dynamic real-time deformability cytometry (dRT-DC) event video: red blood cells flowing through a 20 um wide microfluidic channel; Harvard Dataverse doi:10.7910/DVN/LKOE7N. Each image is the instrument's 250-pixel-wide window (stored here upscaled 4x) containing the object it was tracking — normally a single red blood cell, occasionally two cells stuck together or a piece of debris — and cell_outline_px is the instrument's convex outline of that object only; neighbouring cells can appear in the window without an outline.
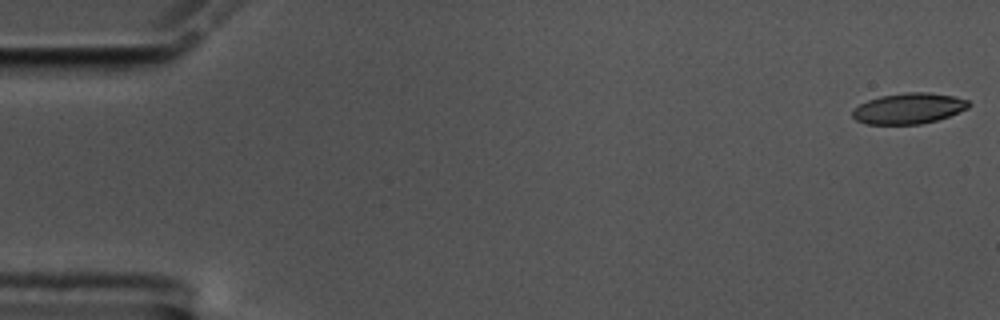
{"species": "common noctule bat (a hibernating species)", "species_latin": "Nyctalus noctula", "temperature_condition": "cold", "stored_images_in_passage": 57, "camera_frame_rate_fps": 3000, "um_per_image_px": 0.085, "animal": {"sex": "male", "body_mass_g": 17.5, "forearm_length_mm": 52.3}, "frame": {"image": 1, "passage_image": 1, "time_ms": 0.0, "image_size_px": [1000, 320], "cell_outline_px": [[972, 104], [968, 108], [948, 116], [936, 120], [920, 124], [864, 124], [856, 120], [852, 116], [852, 108], [868, 100], [880, 96], [904, 92], [928, 92], [956, 96], [968, 100]], "centroid_in_image_um": [77.23, 9.21], "position_along_channel_um": 7.8, "area_um2": 20.98}}
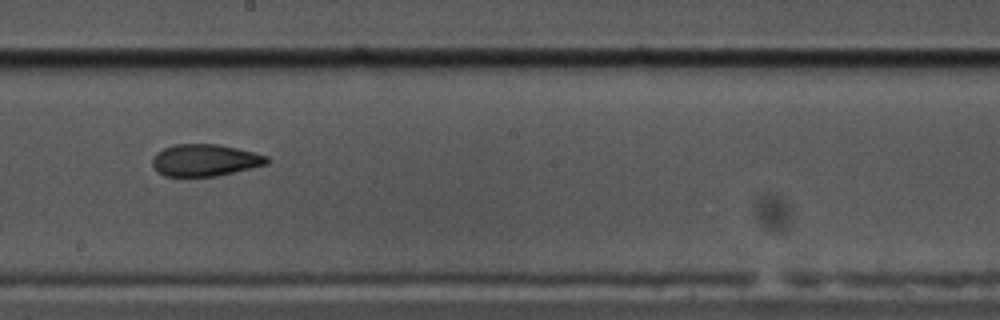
{"frame": {"image": 2, "passage_image": 32, "time_ms": 10.333, "image_size_px": [1000, 320], "cell_outline_px": [[268, 164], [216, 176], [164, 176], [156, 172], [152, 164], [152, 156], [156, 152], [164, 148], [176, 144], [216, 144], [236, 148], [268, 156]], "centroid_in_image_um": [17.37, 13.62], "position_along_channel_um": 230.8, "area_um2": 21.27}}
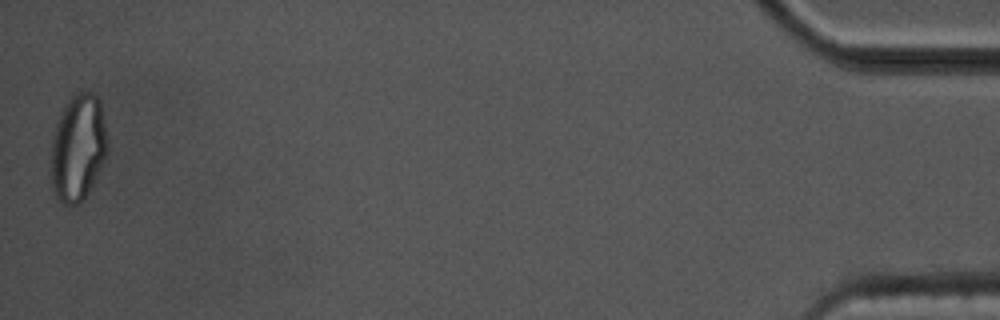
{"frame": {"image": 3, "passage_image": 57, "time_ms": 18.667, "image_size_px": [1000, 320], "cell_outline_px": [[108, 152], [88, 192], [76, 204], [64, 204], [56, 196], [52, 188], [52, 136], [56, 124], [68, 100], [76, 92], [92, 92], [100, 100], [108, 144]], "centroid_in_image_um": [6.64, 12.52], "position_along_channel_um": 428.6, "area_um2": 34.56}, "authors_computed_cell_mechanics": {"area_um2": 22.0218, "velocity_mm_per_s": 3.4936, "shape_relaxation_time_tau1_ms": null, "shape_relaxation_time_tau2_ms": 3.1199, "deformation_change_tau1": null, "deformation_change_tau2": 0.0977}}